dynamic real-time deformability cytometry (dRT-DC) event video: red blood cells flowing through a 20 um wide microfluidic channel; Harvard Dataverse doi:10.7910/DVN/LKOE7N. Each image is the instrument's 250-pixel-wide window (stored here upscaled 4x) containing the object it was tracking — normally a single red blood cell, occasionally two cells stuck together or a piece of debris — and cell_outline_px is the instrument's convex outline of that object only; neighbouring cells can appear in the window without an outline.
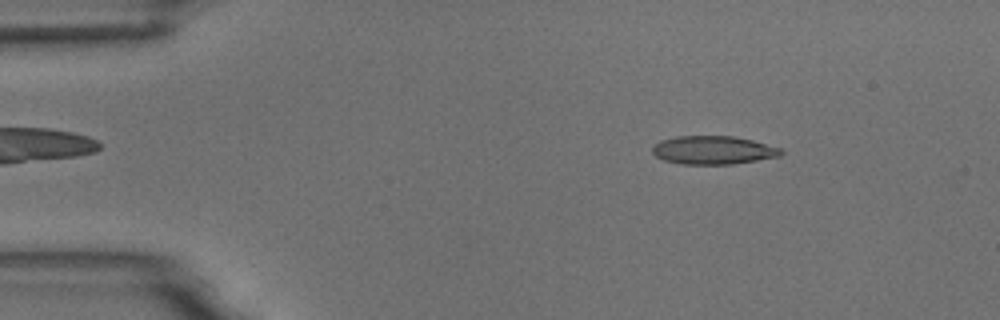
{"species": "common noctule bat (a hibernating species)", "species_latin": "Nyctalus noctula", "temperature_condition": "room temperature", "stored_images_in_passage": 4, "camera_frame_rate_fps": 3000, "um_per_image_px": 0.085, "animal": {"sex": "male", "body_mass_g": 18.8}, "frame": {"image": 1, "passage_image": 2, "time_ms": 1.333, "image_size_px": [1000, 320], "cell_outline_px": [[784, 152], [780, 156], [732, 164], [680, 164], [664, 160], [656, 156], [652, 152], [652, 148], [660, 140], [676, 136], [732, 136], [752, 140], [780, 148]], "centroid_in_image_um": [60.6, 12.76], "position_along_channel_um": 24.4, "area_um2": 21.15}}